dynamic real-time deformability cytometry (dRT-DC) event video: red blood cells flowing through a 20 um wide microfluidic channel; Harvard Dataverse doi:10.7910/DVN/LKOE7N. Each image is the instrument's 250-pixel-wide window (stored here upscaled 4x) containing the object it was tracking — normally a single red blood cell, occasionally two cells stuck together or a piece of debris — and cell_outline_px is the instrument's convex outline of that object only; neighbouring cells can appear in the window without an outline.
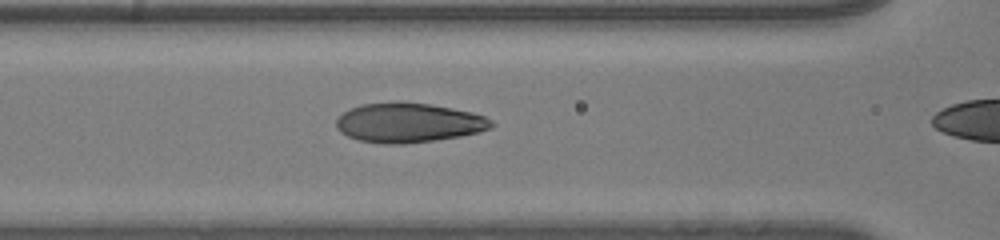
{"species": "human", "species_latin": "Homo sapiens", "temperature_condition": "room temperature", "stored_images_in_passage": 49, "camera_frame_rate_fps": 3000, "um_per_image_px": 0.085, "donor": {"sex": "male"}, "frame": {"image": 1, "passage_image": 28, "time_ms": 9.0, "image_size_px": [1000, 240], "cell_outline_px": [[496, 124], [492, 128], [480, 132], [460, 136], [404, 144], [384, 144], [360, 140], [348, 136], [340, 132], [336, 128], [336, 120], [344, 112], [360, 104], [396, 100], [400, 100], [432, 104], [472, 112], [484, 116], [492, 120]], "centroid_in_image_um": [34.74, 10.41], "position_along_channel_um": 131.9, "area_um2": 36.18}}
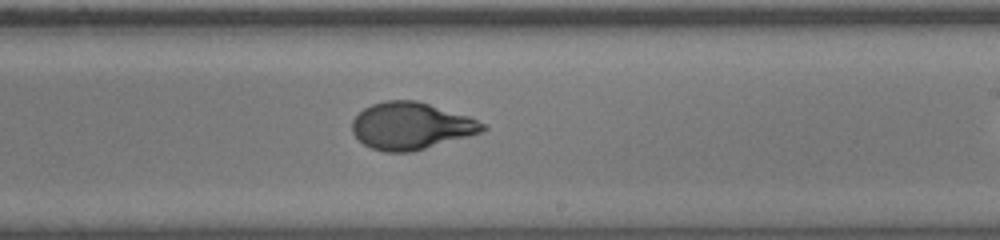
{"frame": {"image": 2, "passage_image": 37, "time_ms": 12.0, "image_size_px": [1000, 240], "cell_outline_px": [[488, 128], [480, 132], [468, 136], [412, 152], [384, 152], [372, 148], [364, 144], [352, 132], [352, 120], [364, 108], [372, 104], [384, 100], [416, 100], [468, 116], [484, 124]], "centroid_in_image_um": [34.91, 10.7], "position_along_channel_um": 254.1, "area_um2": 35.49}}
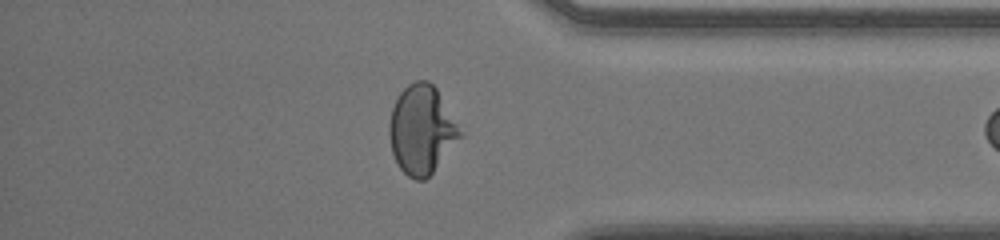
{"frame": {"image": 3, "passage_image": 48, "time_ms": 15.667, "image_size_px": [1000, 240], "cell_outline_px": [[464, 136], [432, 172], [424, 180], [416, 180], [408, 176], [400, 168], [392, 152], [388, 136], [388, 124], [392, 108], [400, 92], [408, 84], [416, 80], [428, 80], [436, 88], [464, 132]], "centroid_in_image_um": [35.86, 11.02], "position_along_channel_um": 399.3, "area_um2": 36.82}}